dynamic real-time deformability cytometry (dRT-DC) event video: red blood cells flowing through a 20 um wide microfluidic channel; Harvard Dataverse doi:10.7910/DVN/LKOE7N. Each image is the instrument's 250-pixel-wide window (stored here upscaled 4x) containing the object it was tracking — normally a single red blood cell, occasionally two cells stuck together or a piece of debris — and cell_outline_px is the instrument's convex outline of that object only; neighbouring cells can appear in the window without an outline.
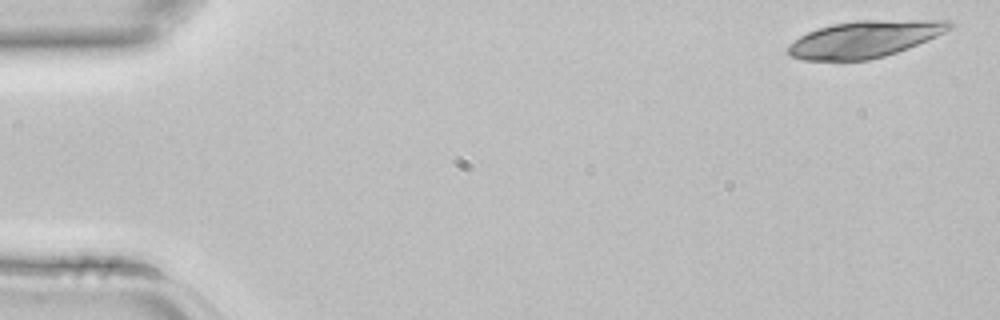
{"species": "common noctule bat (a hibernating species)", "species_latin": "Nyctalus noctula", "temperature_condition": "room temperature", "stored_images_in_passage": 3, "camera_frame_rate_fps": 3000, "um_per_image_px": 0.085, "animal": {"sex": "female", "body_mass_g": 22.7, "forearm_length_mm": 54.2}, "frame": {"image": 1, "passage_image": 1, "time_ms": 0.0, "image_size_px": [1000, 320], "cell_outline_px": [[956, 24], [952, 28], [936, 36], [908, 48], [884, 56], [868, 60], [804, 60], [792, 56], [784, 52], [788, 44], [800, 36], [808, 32], [832, 24], [856, 20], [948, 20]], "centroid_in_image_um": [73.48, 3.32], "position_along_channel_um": 11.5, "area_um2": 34.51}}